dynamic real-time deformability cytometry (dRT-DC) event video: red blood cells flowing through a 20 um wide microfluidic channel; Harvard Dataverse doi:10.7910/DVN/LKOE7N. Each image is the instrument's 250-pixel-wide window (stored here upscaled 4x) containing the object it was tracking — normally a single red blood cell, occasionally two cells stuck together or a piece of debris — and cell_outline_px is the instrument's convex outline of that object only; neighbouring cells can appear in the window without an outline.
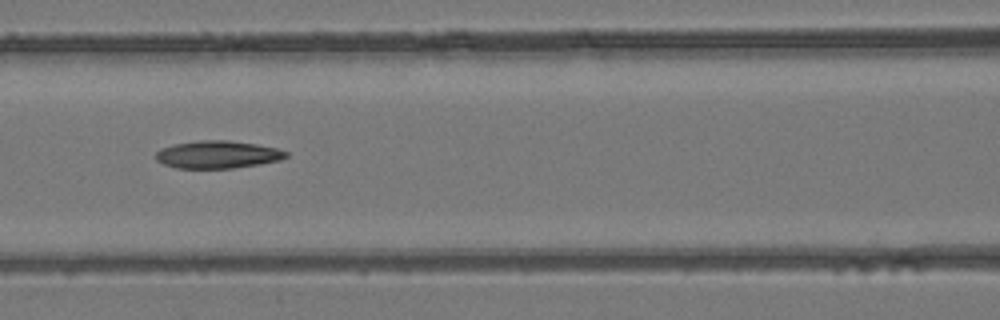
{"species": "common noctule bat (a hibernating species)", "species_latin": "Nyctalus noctula", "temperature_condition": "room temperature", "stored_images_in_passage": 7, "camera_frame_rate_fps": 3000, "um_per_image_px": 0.085, "animal": {"sex": "female", "body_mass_g": 24.6, "forearm_length_mm": 56.2}, "frame": {"image": 1, "passage_image": 6, "time_ms": 6.667, "image_size_px": [1000, 320], "cell_outline_px": [[288, 156], [280, 160], [260, 164], [232, 168], [176, 168], [164, 164], [156, 160], [156, 152], [160, 148], [172, 144], [200, 140], [228, 140], [256, 144], [276, 148], [288, 152]], "centroid_in_image_um": [18.48, 13.13], "position_along_channel_um": 148.1, "area_um2": 20.98}}
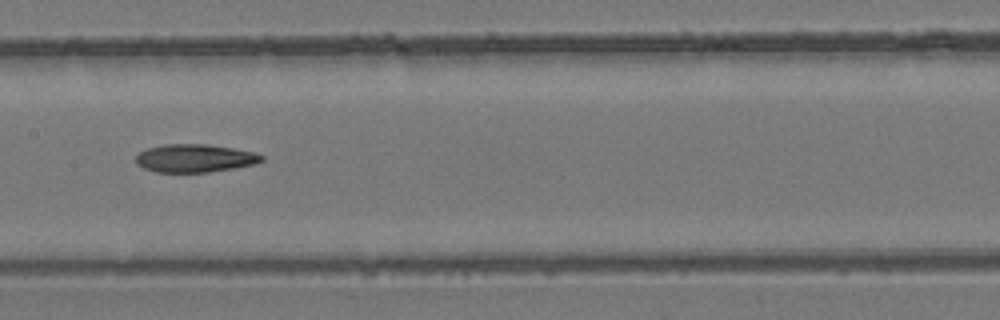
{"frame": {"image": 2, "passage_image": 7, "time_ms": 7.667, "image_size_px": [1000, 320], "cell_outline_px": [[264, 160], [256, 164], [208, 172], [156, 172], [144, 168], [136, 164], [136, 156], [140, 152], [148, 148], [164, 144], [204, 144], [232, 148], [252, 152], [264, 156]], "centroid_in_image_um": [16.55, 13.45], "position_along_channel_um": 190.9, "area_um2": 20.4}}